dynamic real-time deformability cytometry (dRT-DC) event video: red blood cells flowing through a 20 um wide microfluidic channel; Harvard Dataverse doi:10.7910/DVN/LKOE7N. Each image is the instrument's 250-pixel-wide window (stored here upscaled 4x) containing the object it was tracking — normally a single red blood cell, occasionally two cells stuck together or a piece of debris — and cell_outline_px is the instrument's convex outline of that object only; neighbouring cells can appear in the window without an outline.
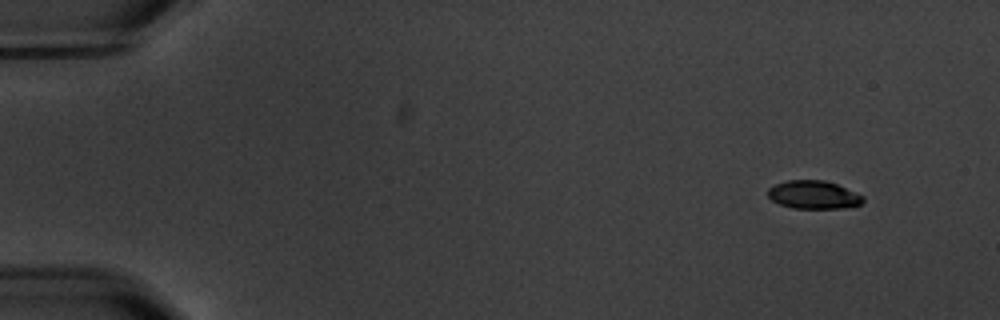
{"species": "common noctule bat (a hibernating species)", "species_latin": "Nyctalus noctula", "temperature_condition": "warm", "stored_images_in_passage": 4, "camera_frame_rate_fps": 3000, "um_per_image_px": 0.085, "animal": {"sex": "male", "body_mass_g": 20.1, "forearm_length_mm": 53.5}, "frame": {"image": 1, "passage_image": 1, "time_ms": 0.0, "image_size_px": [1000, 320], "cell_outline_px": [[864, 200], [860, 204], [840, 208], [792, 208], [780, 204], [772, 200], [768, 196], [768, 188], [776, 184], [788, 180], [824, 180], [836, 184], [864, 196]], "centroid_in_image_um": [69.13, 16.55], "position_along_channel_um": 15.9, "area_um2": 15.43}}